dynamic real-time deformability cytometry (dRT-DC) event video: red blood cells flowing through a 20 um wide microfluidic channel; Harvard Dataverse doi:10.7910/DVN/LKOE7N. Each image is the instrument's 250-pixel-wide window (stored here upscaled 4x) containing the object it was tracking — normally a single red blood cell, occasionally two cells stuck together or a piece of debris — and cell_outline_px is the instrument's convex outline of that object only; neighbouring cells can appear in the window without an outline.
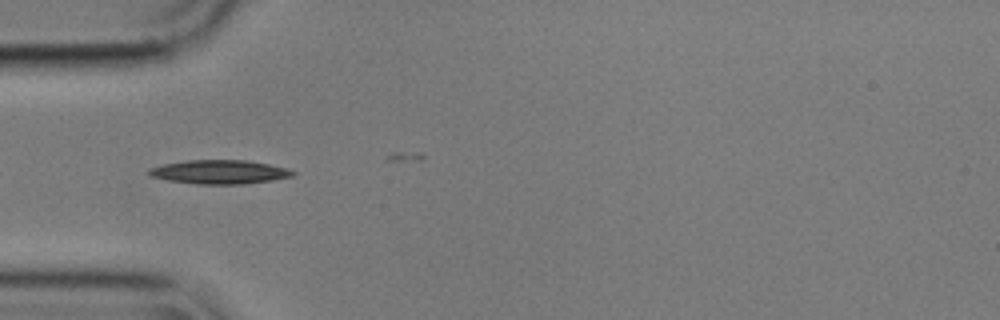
{"species": "common noctule bat (a hibernating species)", "species_latin": "Nyctalus noctula", "temperature_condition": "cold", "stored_images_in_passage": 6, "camera_frame_rate_fps": 3000, "um_per_image_px": 0.085, "animal": {"sex": "male", "body_mass_g": 17.9}, "frame": {"image": 1, "passage_image": 2, "time_ms": 0.333, "image_size_px": [1000, 320], "cell_outline_px": [[296, 172], [292, 176], [272, 180], [244, 184], [196, 184], [168, 180], [148, 176], [148, 168], [164, 164], [188, 160], [248, 160], [288, 168]], "centroid_in_image_um": [18.64, 14.61], "position_along_channel_um": 66.4, "area_um2": 20.06}}
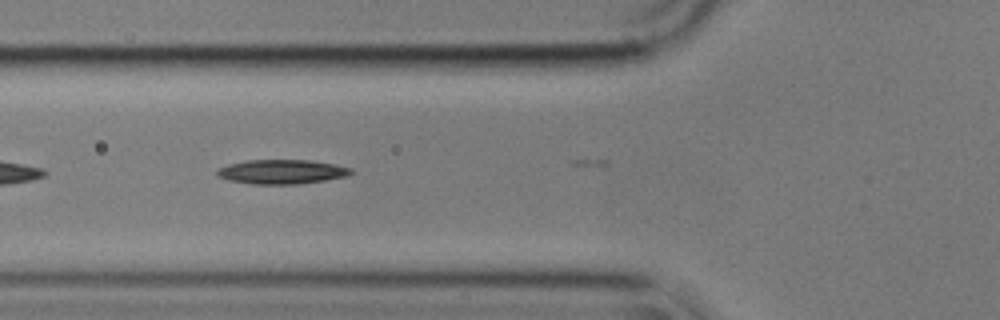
{"frame": {"image": 2, "passage_image": 5, "time_ms": 1.333, "image_size_px": [1000, 320], "cell_outline_px": [[352, 172], [348, 176], [300, 184], [252, 184], [228, 180], [216, 176], [216, 168], [228, 164], [248, 160], [312, 160], [336, 164], [352, 168]], "centroid_in_image_um": [23.93, 14.59], "position_along_channel_um": 101.9, "area_um2": 19.19}}